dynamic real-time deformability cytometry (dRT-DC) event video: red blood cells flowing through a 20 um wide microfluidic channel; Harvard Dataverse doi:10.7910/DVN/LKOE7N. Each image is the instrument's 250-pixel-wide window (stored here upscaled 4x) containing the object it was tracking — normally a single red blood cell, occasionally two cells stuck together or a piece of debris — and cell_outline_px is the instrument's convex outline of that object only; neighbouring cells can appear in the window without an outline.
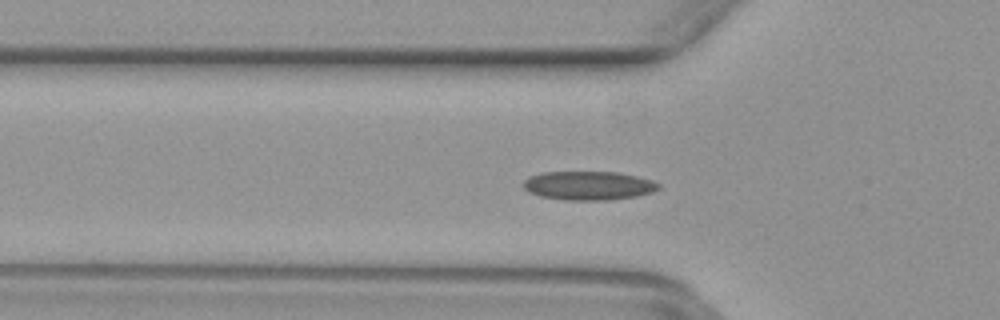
{"species": "common noctule bat (a hibernating species)", "species_latin": "Nyctalus noctula", "temperature_condition": "warm", "stored_images_in_passage": 50, "camera_frame_rate_fps": 3000, "um_per_image_px": 0.085, "animal": {"sex": "female", "body_mass_g": 29.2, "forearm_length_mm": 56.3}, "frame": {"image": 1, "passage_image": 16, "time_ms": 5.0, "image_size_px": [1000, 320], "cell_outline_px": [[660, 188], [652, 192], [636, 196], [608, 200], [564, 200], [540, 196], [528, 192], [524, 188], [524, 180], [528, 176], [544, 172], [616, 172], [636, 176], [652, 180], [660, 184]], "centroid_in_image_um": [50.01, 15.78], "position_along_channel_um": 75.8, "area_um2": 22.72}}
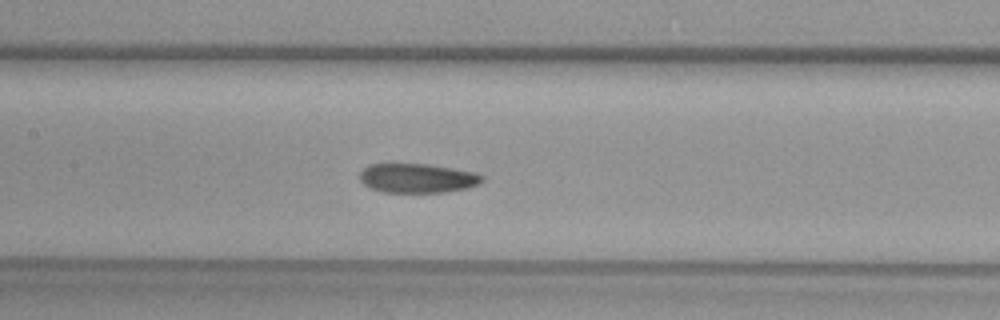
{"frame": {"image": 2, "passage_image": 23, "time_ms": 7.333, "image_size_px": [1000, 320], "cell_outline_px": [[484, 180], [480, 184], [468, 188], [444, 192], [384, 192], [368, 188], [360, 180], [360, 172], [364, 168], [372, 164], [428, 164], [476, 172], [484, 176]], "centroid_in_image_um": [35.51, 15.15], "position_along_channel_um": 171.9, "area_um2": 20.98}}
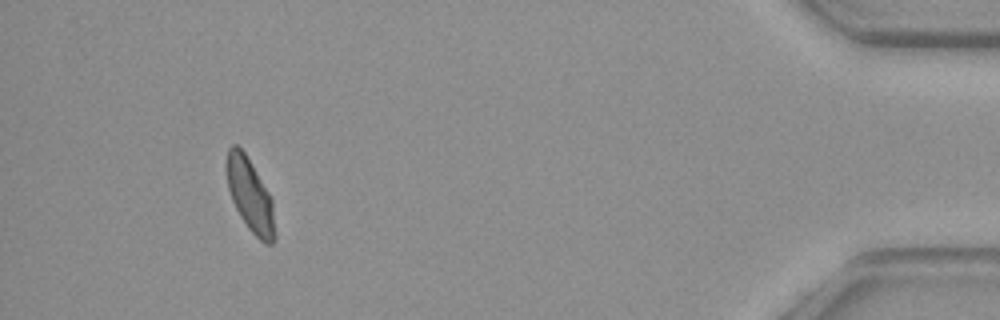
{"frame": {"image": 3, "passage_image": 46, "time_ms": 15.0, "image_size_px": [1000, 320], "cell_outline_px": [[276, 240], [272, 244], [264, 244], [248, 228], [240, 216], [232, 200], [228, 188], [224, 164], [228, 148], [232, 144], [236, 144], [244, 152], [268, 192], [272, 200], [276, 236]], "centroid_in_image_um": [21.24, 16.61], "position_along_channel_um": 414.0, "area_um2": 20.69}}